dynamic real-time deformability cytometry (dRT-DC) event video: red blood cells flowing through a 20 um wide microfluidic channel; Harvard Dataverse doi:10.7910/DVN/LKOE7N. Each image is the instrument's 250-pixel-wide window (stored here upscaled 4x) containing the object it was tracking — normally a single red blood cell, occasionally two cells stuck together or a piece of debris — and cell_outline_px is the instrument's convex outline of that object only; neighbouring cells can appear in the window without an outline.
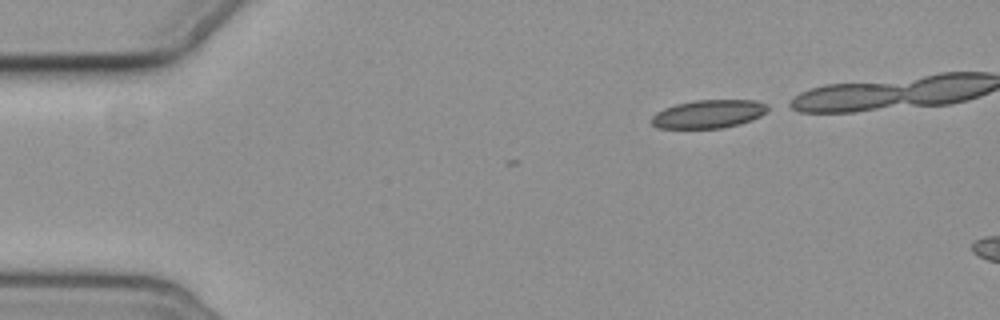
{"species": "common noctule bat (a hibernating species)", "species_latin": "Nyctalus noctula", "temperature_condition": "cold", "stored_images_in_passage": 3, "camera_frame_rate_fps": 3000, "um_per_image_px": 0.085, "animal": {"sex": "female", "body_mass_g": 19.3, "forearm_length_mm": 54.1}, "frame": {"image": 1, "passage_image": 1, "time_ms": 0.0, "image_size_px": [1000, 320], "cell_outline_px": [[768, 108], [760, 116], [752, 120], [740, 124], [720, 128], [656, 128], [652, 124], [652, 116], [656, 112], [664, 108], [676, 104], [696, 100], [756, 100], [768, 104]], "centroid_in_image_um": [60.23, 9.69], "position_along_channel_um": 24.8, "area_um2": 19.13}}